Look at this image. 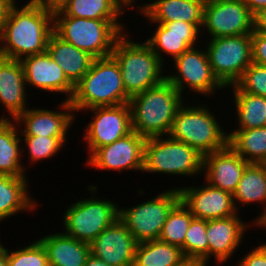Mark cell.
Listing matches in <instances>:
<instances>
[{
  "label": "cell",
  "instance_id": "obj_4",
  "mask_svg": "<svg viewBox=\"0 0 266 266\" xmlns=\"http://www.w3.org/2000/svg\"><path fill=\"white\" fill-rule=\"evenodd\" d=\"M111 55L119 63L125 92L130 98L166 79L161 74L162 63L146 42H131L121 35Z\"/></svg>",
  "mask_w": 266,
  "mask_h": 266
},
{
  "label": "cell",
  "instance_id": "obj_46",
  "mask_svg": "<svg viewBox=\"0 0 266 266\" xmlns=\"http://www.w3.org/2000/svg\"><path fill=\"white\" fill-rule=\"evenodd\" d=\"M0 266H7V249L0 243Z\"/></svg>",
  "mask_w": 266,
  "mask_h": 266
},
{
  "label": "cell",
  "instance_id": "obj_24",
  "mask_svg": "<svg viewBox=\"0 0 266 266\" xmlns=\"http://www.w3.org/2000/svg\"><path fill=\"white\" fill-rule=\"evenodd\" d=\"M46 51L74 86L89 71L95 59L90 53L64 41L55 32L48 40Z\"/></svg>",
  "mask_w": 266,
  "mask_h": 266
},
{
  "label": "cell",
  "instance_id": "obj_37",
  "mask_svg": "<svg viewBox=\"0 0 266 266\" xmlns=\"http://www.w3.org/2000/svg\"><path fill=\"white\" fill-rule=\"evenodd\" d=\"M29 150L30 160L33 162L49 158L59 152L66 137L24 136Z\"/></svg>",
  "mask_w": 266,
  "mask_h": 266
},
{
  "label": "cell",
  "instance_id": "obj_31",
  "mask_svg": "<svg viewBox=\"0 0 266 266\" xmlns=\"http://www.w3.org/2000/svg\"><path fill=\"white\" fill-rule=\"evenodd\" d=\"M123 3L119 0H69L53 15L86 19H117L122 14Z\"/></svg>",
  "mask_w": 266,
  "mask_h": 266
},
{
  "label": "cell",
  "instance_id": "obj_36",
  "mask_svg": "<svg viewBox=\"0 0 266 266\" xmlns=\"http://www.w3.org/2000/svg\"><path fill=\"white\" fill-rule=\"evenodd\" d=\"M235 85L243 92L266 97V66L252 62Z\"/></svg>",
  "mask_w": 266,
  "mask_h": 266
},
{
  "label": "cell",
  "instance_id": "obj_43",
  "mask_svg": "<svg viewBox=\"0 0 266 266\" xmlns=\"http://www.w3.org/2000/svg\"><path fill=\"white\" fill-rule=\"evenodd\" d=\"M254 15L261 9L266 8V0H242Z\"/></svg>",
  "mask_w": 266,
  "mask_h": 266
},
{
  "label": "cell",
  "instance_id": "obj_8",
  "mask_svg": "<svg viewBox=\"0 0 266 266\" xmlns=\"http://www.w3.org/2000/svg\"><path fill=\"white\" fill-rule=\"evenodd\" d=\"M207 56L213 74L224 86L234 85L252 63L251 34L210 40Z\"/></svg>",
  "mask_w": 266,
  "mask_h": 266
},
{
  "label": "cell",
  "instance_id": "obj_2",
  "mask_svg": "<svg viewBox=\"0 0 266 266\" xmlns=\"http://www.w3.org/2000/svg\"><path fill=\"white\" fill-rule=\"evenodd\" d=\"M182 94L167 79L129 99L132 130L145 139L169 134Z\"/></svg>",
  "mask_w": 266,
  "mask_h": 266
},
{
  "label": "cell",
  "instance_id": "obj_12",
  "mask_svg": "<svg viewBox=\"0 0 266 266\" xmlns=\"http://www.w3.org/2000/svg\"><path fill=\"white\" fill-rule=\"evenodd\" d=\"M93 110V121L86 132L88 147L93 154L98 148L114 143L132 131L131 110L128 103L98 106Z\"/></svg>",
  "mask_w": 266,
  "mask_h": 266
},
{
  "label": "cell",
  "instance_id": "obj_22",
  "mask_svg": "<svg viewBox=\"0 0 266 266\" xmlns=\"http://www.w3.org/2000/svg\"><path fill=\"white\" fill-rule=\"evenodd\" d=\"M25 90L21 62L0 56V102L14 120L27 109Z\"/></svg>",
  "mask_w": 266,
  "mask_h": 266
},
{
  "label": "cell",
  "instance_id": "obj_6",
  "mask_svg": "<svg viewBox=\"0 0 266 266\" xmlns=\"http://www.w3.org/2000/svg\"><path fill=\"white\" fill-rule=\"evenodd\" d=\"M168 135L189 145L202 156L228 145V134L223 132L211 112L203 106L183 108L181 105Z\"/></svg>",
  "mask_w": 266,
  "mask_h": 266
},
{
  "label": "cell",
  "instance_id": "obj_5",
  "mask_svg": "<svg viewBox=\"0 0 266 266\" xmlns=\"http://www.w3.org/2000/svg\"><path fill=\"white\" fill-rule=\"evenodd\" d=\"M54 32L95 58L111 56L123 26L117 19H86L53 15ZM60 16V17H59Z\"/></svg>",
  "mask_w": 266,
  "mask_h": 266
},
{
  "label": "cell",
  "instance_id": "obj_35",
  "mask_svg": "<svg viewBox=\"0 0 266 266\" xmlns=\"http://www.w3.org/2000/svg\"><path fill=\"white\" fill-rule=\"evenodd\" d=\"M8 252L7 266H49L47 252L39 240L26 248Z\"/></svg>",
  "mask_w": 266,
  "mask_h": 266
},
{
  "label": "cell",
  "instance_id": "obj_15",
  "mask_svg": "<svg viewBox=\"0 0 266 266\" xmlns=\"http://www.w3.org/2000/svg\"><path fill=\"white\" fill-rule=\"evenodd\" d=\"M138 242L127 227L117 219L91 243V254L109 266H133Z\"/></svg>",
  "mask_w": 266,
  "mask_h": 266
},
{
  "label": "cell",
  "instance_id": "obj_30",
  "mask_svg": "<svg viewBox=\"0 0 266 266\" xmlns=\"http://www.w3.org/2000/svg\"><path fill=\"white\" fill-rule=\"evenodd\" d=\"M16 126L6 119L0 118V174L14 177H25L20 164L19 142Z\"/></svg>",
  "mask_w": 266,
  "mask_h": 266
},
{
  "label": "cell",
  "instance_id": "obj_34",
  "mask_svg": "<svg viewBox=\"0 0 266 266\" xmlns=\"http://www.w3.org/2000/svg\"><path fill=\"white\" fill-rule=\"evenodd\" d=\"M207 220L193 218L186 232L183 244L185 258L196 259L207 264L209 258V243L207 239Z\"/></svg>",
  "mask_w": 266,
  "mask_h": 266
},
{
  "label": "cell",
  "instance_id": "obj_3",
  "mask_svg": "<svg viewBox=\"0 0 266 266\" xmlns=\"http://www.w3.org/2000/svg\"><path fill=\"white\" fill-rule=\"evenodd\" d=\"M126 94L120 66L111 55L95 58L89 71L74 86L69 100L73 111L98 106H115L129 102Z\"/></svg>",
  "mask_w": 266,
  "mask_h": 266
},
{
  "label": "cell",
  "instance_id": "obj_9",
  "mask_svg": "<svg viewBox=\"0 0 266 266\" xmlns=\"http://www.w3.org/2000/svg\"><path fill=\"white\" fill-rule=\"evenodd\" d=\"M179 201V188L171 189L133 208L119 209L118 219L138 243L158 240L168 214Z\"/></svg>",
  "mask_w": 266,
  "mask_h": 266
},
{
  "label": "cell",
  "instance_id": "obj_10",
  "mask_svg": "<svg viewBox=\"0 0 266 266\" xmlns=\"http://www.w3.org/2000/svg\"><path fill=\"white\" fill-rule=\"evenodd\" d=\"M93 198L76 202L63 216L64 234L88 244L119 217L116 204Z\"/></svg>",
  "mask_w": 266,
  "mask_h": 266
},
{
  "label": "cell",
  "instance_id": "obj_14",
  "mask_svg": "<svg viewBox=\"0 0 266 266\" xmlns=\"http://www.w3.org/2000/svg\"><path fill=\"white\" fill-rule=\"evenodd\" d=\"M174 61L179 75H167L166 79L180 94L184 84L201 94H211L215 88L224 87L213 74L206 51L190 48Z\"/></svg>",
  "mask_w": 266,
  "mask_h": 266
},
{
  "label": "cell",
  "instance_id": "obj_39",
  "mask_svg": "<svg viewBox=\"0 0 266 266\" xmlns=\"http://www.w3.org/2000/svg\"><path fill=\"white\" fill-rule=\"evenodd\" d=\"M238 266H266V259L256 247L239 262Z\"/></svg>",
  "mask_w": 266,
  "mask_h": 266
},
{
  "label": "cell",
  "instance_id": "obj_48",
  "mask_svg": "<svg viewBox=\"0 0 266 266\" xmlns=\"http://www.w3.org/2000/svg\"><path fill=\"white\" fill-rule=\"evenodd\" d=\"M123 3L125 7L129 6L132 3V0H119Z\"/></svg>",
  "mask_w": 266,
  "mask_h": 266
},
{
  "label": "cell",
  "instance_id": "obj_17",
  "mask_svg": "<svg viewBox=\"0 0 266 266\" xmlns=\"http://www.w3.org/2000/svg\"><path fill=\"white\" fill-rule=\"evenodd\" d=\"M25 82L45 91L69 93V101L74 85L67 79L61 67L46 52L21 59Z\"/></svg>",
  "mask_w": 266,
  "mask_h": 266
},
{
  "label": "cell",
  "instance_id": "obj_27",
  "mask_svg": "<svg viewBox=\"0 0 266 266\" xmlns=\"http://www.w3.org/2000/svg\"><path fill=\"white\" fill-rule=\"evenodd\" d=\"M26 185L25 177L0 174V220L35 207Z\"/></svg>",
  "mask_w": 266,
  "mask_h": 266
},
{
  "label": "cell",
  "instance_id": "obj_38",
  "mask_svg": "<svg viewBox=\"0 0 266 266\" xmlns=\"http://www.w3.org/2000/svg\"><path fill=\"white\" fill-rule=\"evenodd\" d=\"M252 40V62L266 66V33L253 31Z\"/></svg>",
  "mask_w": 266,
  "mask_h": 266
},
{
  "label": "cell",
  "instance_id": "obj_40",
  "mask_svg": "<svg viewBox=\"0 0 266 266\" xmlns=\"http://www.w3.org/2000/svg\"><path fill=\"white\" fill-rule=\"evenodd\" d=\"M34 4L41 6L45 10L56 12L62 9V7L69 0H31Z\"/></svg>",
  "mask_w": 266,
  "mask_h": 266
},
{
  "label": "cell",
  "instance_id": "obj_13",
  "mask_svg": "<svg viewBox=\"0 0 266 266\" xmlns=\"http://www.w3.org/2000/svg\"><path fill=\"white\" fill-rule=\"evenodd\" d=\"M146 139L133 130L114 143L98 148L89 158V165L97 169H144Z\"/></svg>",
  "mask_w": 266,
  "mask_h": 266
},
{
  "label": "cell",
  "instance_id": "obj_11",
  "mask_svg": "<svg viewBox=\"0 0 266 266\" xmlns=\"http://www.w3.org/2000/svg\"><path fill=\"white\" fill-rule=\"evenodd\" d=\"M203 26L212 39L252 34L254 17L242 0H206Z\"/></svg>",
  "mask_w": 266,
  "mask_h": 266
},
{
  "label": "cell",
  "instance_id": "obj_41",
  "mask_svg": "<svg viewBox=\"0 0 266 266\" xmlns=\"http://www.w3.org/2000/svg\"><path fill=\"white\" fill-rule=\"evenodd\" d=\"M254 31L266 33V8L259 10L254 15Z\"/></svg>",
  "mask_w": 266,
  "mask_h": 266
},
{
  "label": "cell",
  "instance_id": "obj_32",
  "mask_svg": "<svg viewBox=\"0 0 266 266\" xmlns=\"http://www.w3.org/2000/svg\"><path fill=\"white\" fill-rule=\"evenodd\" d=\"M232 86L240 124L237 130L266 126V97L243 92L235 84Z\"/></svg>",
  "mask_w": 266,
  "mask_h": 266
},
{
  "label": "cell",
  "instance_id": "obj_25",
  "mask_svg": "<svg viewBox=\"0 0 266 266\" xmlns=\"http://www.w3.org/2000/svg\"><path fill=\"white\" fill-rule=\"evenodd\" d=\"M39 241L47 252L49 266H85L91 254L90 244L64 233L50 234Z\"/></svg>",
  "mask_w": 266,
  "mask_h": 266
},
{
  "label": "cell",
  "instance_id": "obj_19",
  "mask_svg": "<svg viewBox=\"0 0 266 266\" xmlns=\"http://www.w3.org/2000/svg\"><path fill=\"white\" fill-rule=\"evenodd\" d=\"M159 25L152 38L146 43L162 63L161 51L170 54L175 60L183 52L193 48L200 30L185 21L157 22Z\"/></svg>",
  "mask_w": 266,
  "mask_h": 266
},
{
  "label": "cell",
  "instance_id": "obj_7",
  "mask_svg": "<svg viewBox=\"0 0 266 266\" xmlns=\"http://www.w3.org/2000/svg\"><path fill=\"white\" fill-rule=\"evenodd\" d=\"M203 159L204 156L183 142L152 137L145 142L143 171L190 176L204 170Z\"/></svg>",
  "mask_w": 266,
  "mask_h": 266
},
{
  "label": "cell",
  "instance_id": "obj_1",
  "mask_svg": "<svg viewBox=\"0 0 266 266\" xmlns=\"http://www.w3.org/2000/svg\"><path fill=\"white\" fill-rule=\"evenodd\" d=\"M10 8L0 28V56L21 61L25 57L46 52L48 40L54 32L53 12L31 0L22 7Z\"/></svg>",
  "mask_w": 266,
  "mask_h": 266
},
{
  "label": "cell",
  "instance_id": "obj_26",
  "mask_svg": "<svg viewBox=\"0 0 266 266\" xmlns=\"http://www.w3.org/2000/svg\"><path fill=\"white\" fill-rule=\"evenodd\" d=\"M235 199L245 204L266 201V164L249 163L246 166L233 193L234 204ZM265 220L266 207L255 223L260 226Z\"/></svg>",
  "mask_w": 266,
  "mask_h": 266
},
{
  "label": "cell",
  "instance_id": "obj_20",
  "mask_svg": "<svg viewBox=\"0 0 266 266\" xmlns=\"http://www.w3.org/2000/svg\"><path fill=\"white\" fill-rule=\"evenodd\" d=\"M64 101L61 105L66 110L64 113L46 109H26L13 122H23L25 125L22 136L65 137L75 117L70 114V111L74 110L70 102Z\"/></svg>",
  "mask_w": 266,
  "mask_h": 266
},
{
  "label": "cell",
  "instance_id": "obj_28",
  "mask_svg": "<svg viewBox=\"0 0 266 266\" xmlns=\"http://www.w3.org/2000/svg\"><path fill=\"white\" fill-rule=\"evenodd\" d=\"M228 145L246 162L266 164V126L228 133Z\"/></svg>",
  "mask_w": 266,
  "mask_h": 266
},
{
  "label": "cell",
  "instance_id": "obj_18",
  "mask_svg": "<svg viewBox=\"0 0 266 266\" xmlns=\"http://www.w3.org/2000/svg\"><path fill=\"white\" fill-rule=\"evenodd\" d=\"M249 163L238 155L229 145L204 156L203 169L209 185L234 193Z\"/></svg>",
  "mask_w": 266,
  "mask_h": 266
},
{
  "label": "cell",
  "instance_id": "obj_23",
  "mask_svg": "<svg viewBox=\"0 0 266 266\" xmlns=\"http://www.w3.org/2000/svg\"><path fill=\"white\" fill-rule=\"evenodd\" d=\"M205 2L206 0H156L140 9L153 22L185 21L200 29L203 25Z\"/></svg>",
  "mask_w": 266,
  "mask_h": 266
},
{
  "label": "cell",
  "instance_id": "obj_45",
  "mask_svg": "<svg viewBox=\"0 0 266 266\" xmlns=\"http://www.w3.org/2000/svg\"><path fill=\"white\" fill-rule=\"evenodd\" d=\"M177 266H206V265H204L199 260L186 258Z\"/></svg>",
  "mask_w": 266,
  "mask_h": 266
},
{
  "label": "cell",
  "instance_id": "obj_49",
  "mask_svg": "<svg viewBox=\"0 0 266 266\" xmlns=\"http://www.w3.org/2000/svg\"><path fill=\"white\" fill-rule=\"evenodd\" d=\"M261 227H265L266 228V220L260 225Z\"/></svg>",
  "mask_w": 266,
  "mask_h": 266
},
{
  "label": "cell",
  "instance_id": "obj_33",
  "mask_svg": "<svg viewBox=\"0 0 266 266\" xmlns=\"http://www.w3.org/2000/svg\"><path fill=\"white\" fill-rule=\"evenodd\" d=\"M194 216L180 200L170 211L162 228L159 240L182 249L186 232Z\"/></svg>",
  "mask_w": 266,
  "mask_h": 266
},
{
  "label": "cell",
  "instance_id": "obj_21",
  "mask_svg": "<svg viewBox=\"0 0 266 266\" xmlns=\"http://www.w3.org/2000/svg\"><path fill=\"white\" fill-rule=\"evenodd\" d=\"M240 218L231 217L207 220L209 257L215 255L217 262H225L239 246L246 229Z\"/></svg>",
  "mask_w": 266,
  "mask_h": 266
},
{
  "label": "cell",
  "instance_id": "obj_42",
  "mask_svg": "<svg viewBox=\"0 0 266 266\" xmlns=\"http://www.w3.org/2000/svg\"><path fill=\"white\" fill-rule=\"evenodd\" d=\"M15 4L14 0H0V28L7 19L10 8Z\"/></svg>",
  "mask_w": 266,
  "mask_h": 266
},
{
  "label": "cell",
  "instance_id": "obj_16",
  "mask_svg": "<svg viewBox=\"0 0 266 266\" xmlns=\"http://www.w3.org/2000/svg\"><path fill=\"white\" fill-rule=\"evenodd\" d=\"M180 200L199 219L210 220L236 215L233 194L207 184L202 188H180Z\"/></svg>",
  "mask_w": 266,
  "mask_h": 266
},
{
  "label": "cell",
  "instance_id": "obj_47",
  "mask_svg": "<svg viewBox=\"0 0 266 266\" xmlns=\"http://www.w3.org/2000/svg\"><path fill=\"white\" fill-rule=\"evenodd\" d=\"M265 257L266 259V243L264 245H261L257 248Z\"/></svg>",
  "mask_w": 266,
  "mask_h": 266
},
{
  "label": "cell",
  "instance_id": "obj_44",
  "mask_svg": "<svg viewBox=\"0 0 266 266\" xmlns=\"http://www.w3.org/2000/svg\"><path fill=\"white\" fill-rule=\"evenodd\" d=\"M85 266H109L103 260H100L98 257H95L93 254H90L87 258Z\"/></svg>",
  "mask_w": 266,
  "mask_h": 266
},
{
  "label": "cell",
  "instance_id": "obj_29",
  "mask_svg": "<svg viewBox=\"0 0 266 266\" xmlns=\"http://www.w3.org/2000/svg\"><path fill=\"white\" fill-rule=\"evenodd\" d=\"M185 259L181 248L158 239L137 244L133 266H177Z\"/></svg>",
  "mask_w": 266,
  "mask_h": 266
}]
</instances>
